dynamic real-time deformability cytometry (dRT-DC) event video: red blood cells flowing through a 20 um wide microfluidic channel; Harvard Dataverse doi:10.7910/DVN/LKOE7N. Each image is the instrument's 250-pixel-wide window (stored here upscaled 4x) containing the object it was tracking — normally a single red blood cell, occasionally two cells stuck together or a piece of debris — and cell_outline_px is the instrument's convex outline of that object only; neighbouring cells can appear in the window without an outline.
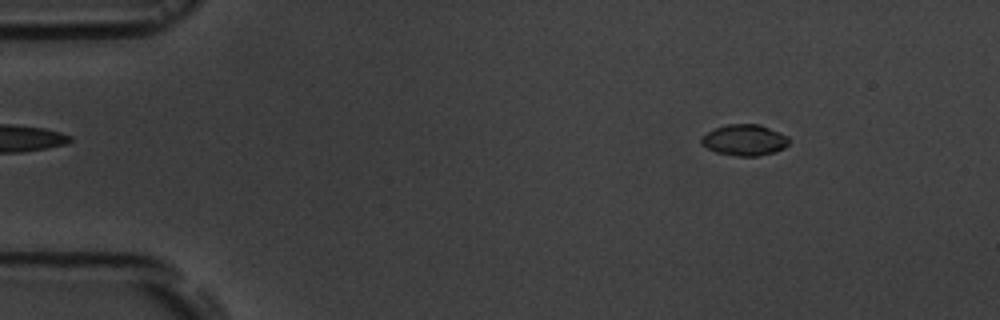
{"species": "common noctule bat (a hibernating species)", "species_latin": "Nyctalus noctula", "temperature_condition": "room temperature", "stored_images_in_passage": 14, "camera_frame_rate_fps": 3000, "um_per_image_px": 0.085, "animal": {"sex": "male", "body_mass_g": 19.5, "forearm_length_mm": 54.6}, "frame": {"image": 1, "passage_image": 1, "time_ms": 0.0, "image_size_px": [1000, 320], "cell_outline_px": [[788, 144], [784, 148], [772, 152], [756, 156], [736, 156], [716, 152], [700, 144], [700, 140], [708, 132], [716, 128], [728, 124], [760, 124], [780, 132], [788, 136]], "centroid_in_image_um": [63.29, 11.9], "position_along_channel_um": 21.7, "area_um2": 15.72}}
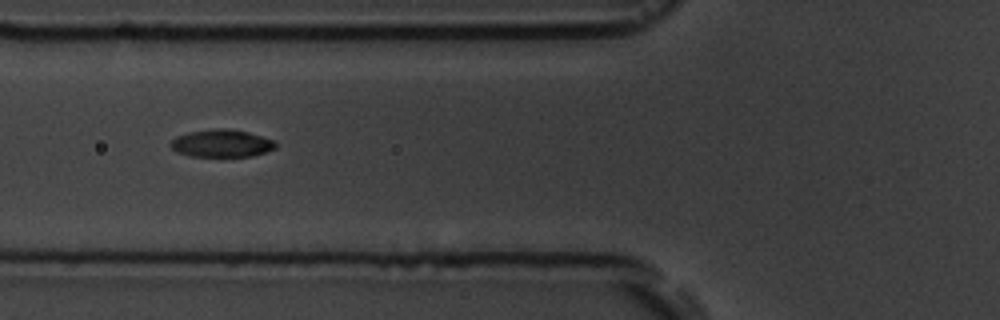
{"frame": {"image": 2, "passage_image": 5, "time_ms": 4.667, "image_size_px": [1000, 320], "cell_outline_px": [[276, 148], [268, 152], [252, 156], [188, 156], [176, 152], [172, 148], [172, 140], [176, 136], [188, 132], [212, 128], [228, 128], [248, 132], [276, 140]], "centroid_in_image_um": [18.87, 12.18], "position_along_channel_um": 106.9, "area_um2": 17.05}}
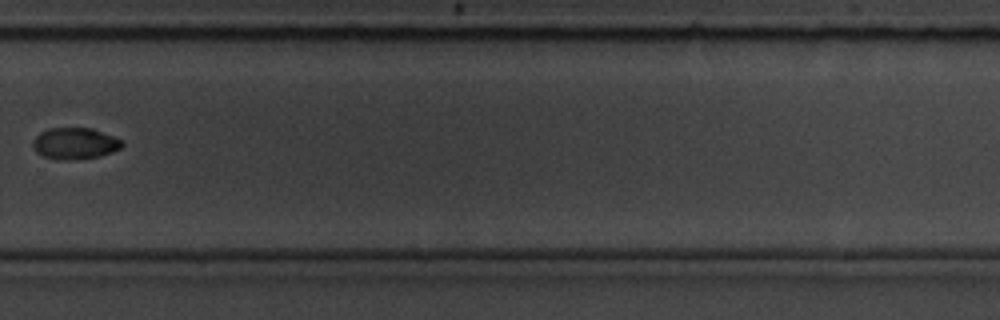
{"frame": {"image": 3, "passage_image": 10, "time_ms": 10.667, "image_size_px": [1000, 320], "cell_outline_px": [[124, 144], [120, 148], [112, 152], [100, 156], [72, 160], [56, 160], [44, 156], [36, 152], [32, 148], [32, 140], [40, 132], [48, 128], [92, 128], [112, 136], [120, 140]], "centroid_in_image_um": [6.32, 12.2], "position_along_channel_um": 323.5, "area_um2": 16.42}, "authors_computed_cell_mechanics": {"area_um2": 16.0973, "velocity_mm_per_s": 3.6173, "shape_relaxation_time_tau1_ms": 2.4396, "shape_relaxation_time_tau2_ms": null, "deformation_change_tau1": 0.0815, "deformation_change_tau2": null}}